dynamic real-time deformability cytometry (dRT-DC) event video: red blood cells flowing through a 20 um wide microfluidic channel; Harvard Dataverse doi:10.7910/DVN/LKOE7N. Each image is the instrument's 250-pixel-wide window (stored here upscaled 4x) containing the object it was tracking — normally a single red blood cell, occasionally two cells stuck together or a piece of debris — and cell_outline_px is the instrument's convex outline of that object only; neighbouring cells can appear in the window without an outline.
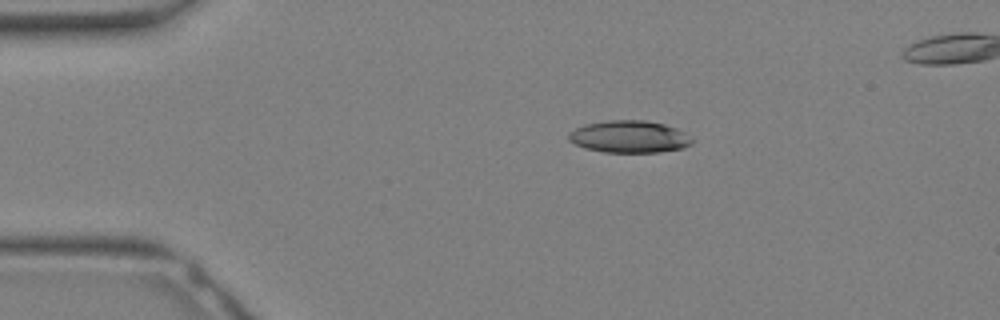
{"species": "Egyptian fruit bat (a non-hibernating species)", "species_latin": "Rousettus aegyptiacus", "temperature_condition": "warm", "stored_images_in_passage": 26, "camera_frame_rate_fps": 3000, "um_per_image_px": 0.085, "animal": {"sex": "female"}, "frame": {"image": 1, "passage_image": 1, "time_ms": 0.0, "image_size_px": [1000, 320], "cell_outline_px": [[696, 140], [692, 144], [684, 148], [656, 152], [604, 152], [584, 148], [568, 140], [568, 132], [584, 124], [608, 120], [644, 120], [664, 124], [676, 128], [684, 132]], "centroid_in_image_um": [53.5, 11.62], "position_along_channel_um": 31.5, "area_um2": 23.29}}
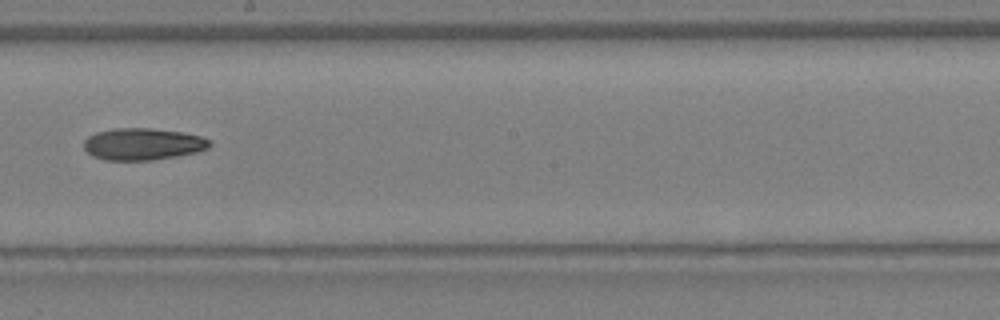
{"frame": {"image": 2, "passage_image": 13, "time_ms": 4.0, "image_size_px": [1000, 320], "cell_outline_px": [[212, 144], [208, 148], [196, 152], [176, 156], [152, 160], [104, 160], [92, 156], [84, 148], [84, 140], [88, 136], [96, 132], [112, 128], [152, 128], [184, 132], [200, 136], [212, 140]], "centroid_in_image_um": [12.14, 12.24], "position_along_channel_um": 236.1, "area_um2": 23.58}}
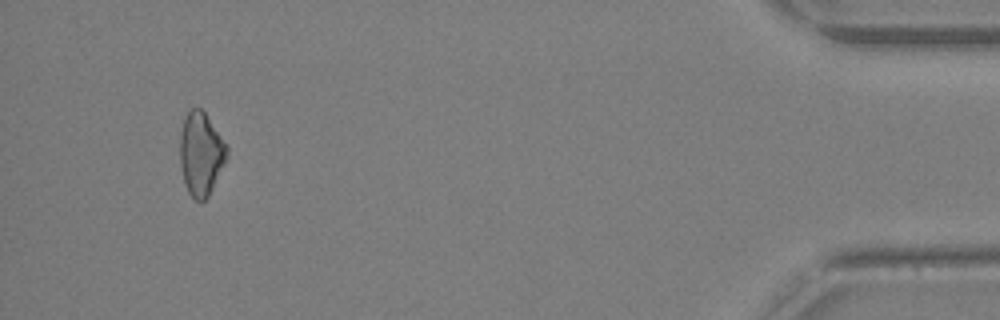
{"frame": {"image": 3, "passage_image": 25, "time_ms": 8.0, "image_size_px": [1000, 320], "cell_outline_px": [[228, 156], [208, 196], [204, 200], [196, 200], [188, 192], [184, 184], [180, 164], [180, 132], [184, 116], [192, 108], [200, 108], [204, 112], [228, 148]], "centroid_in_image_um": [17.05, 13.07], "position_along_channel_um": 418.1, "area_um2": 22.48}}